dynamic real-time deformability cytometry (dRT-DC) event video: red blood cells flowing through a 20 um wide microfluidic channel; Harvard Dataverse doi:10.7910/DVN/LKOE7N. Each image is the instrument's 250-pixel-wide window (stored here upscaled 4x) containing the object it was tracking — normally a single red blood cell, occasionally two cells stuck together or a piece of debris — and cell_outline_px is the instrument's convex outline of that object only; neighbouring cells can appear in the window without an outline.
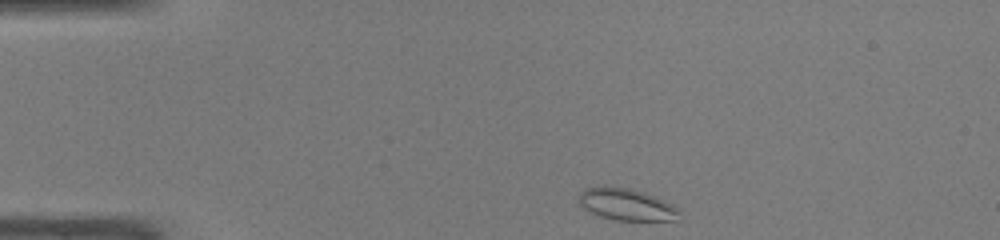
{"species": "common noctule bat (a hibernating species)", "species_latin": "Nyctalus noctula", "temperature_condition": "warm", "stored_images_in_passage": 40, "camera_frame_rate_fps": 3000, "um_per_image_px": 0.085, "animal": {"sex": "male", "body_mass_g": 19.0, "forearm_length_mm": 50.8}, "frame": {"image": 1, "passage_image": 1, "time_ms": 0.0, "image_size_px": [1000, 240], "cell_outline_px": [[680, 220], [612, 220], [600, 216], [584, 208], [580, 204], [576, 196], [584, 188], [604, 184], [632, 188], [644, 192], [672, 204], [680, 212]], "centroid_in_image_um": [53.2, 17.34], "position_along_channel_um": 31.8, "area_um2": 19.07}}
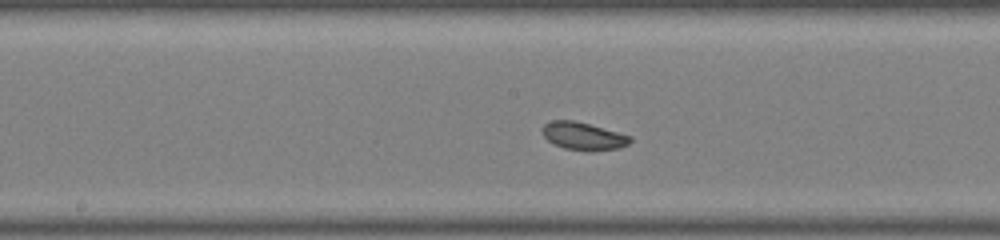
{"frame": {"image": 2, "passage_image": 17, "time_ms": 5.333, "image_size_px": [1000, 240], "cell_outline_px": [[632, 140], [628, 144], [620, 148], [592, 152], [564, 148], [552, 144], [544, 136], [544, 124], [552, 120], [572, 120], [588, 124], [632, 136]], "centroid_in_image_um": [49.61, 11.59], "position_along_channel_um": 198.6, "area_um2": 14.16}}
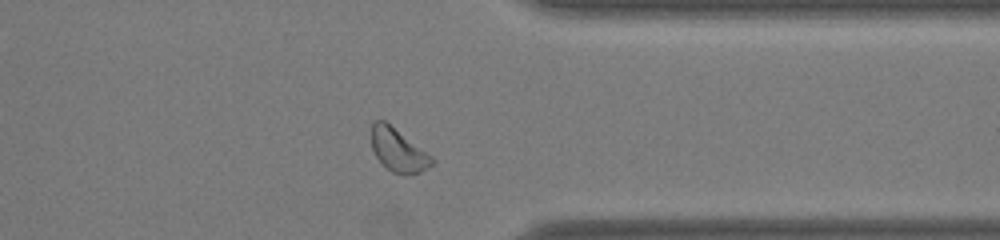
{"frame": {"image": 3, "passage_image": 30, "time_ms": 9.667, "image_size_px": [1000, 240], "cell_outline_px": [[436, 160], [432, 164], [420, 172], [404, 176], [392, 172], [376, 156], [372, 148], [372, 124], [376, 120], [384, 120], [432, 156]], "centroid_in_image_um": [33.86, 12.78], "position_along_channel_um": 377.5, "area_um2": 14.91}, "authors_computed_cell_mechanics": {"area_um2": 14.9124, "velocity_mm_per_s": 4.2145, "shape_relaxation_time_tau1_ms": null, "shape_relaxation_time_tau2_ms": 1.4365, "deformation_change_tau1": null, "deformation_change_tau2": 0.0471}}